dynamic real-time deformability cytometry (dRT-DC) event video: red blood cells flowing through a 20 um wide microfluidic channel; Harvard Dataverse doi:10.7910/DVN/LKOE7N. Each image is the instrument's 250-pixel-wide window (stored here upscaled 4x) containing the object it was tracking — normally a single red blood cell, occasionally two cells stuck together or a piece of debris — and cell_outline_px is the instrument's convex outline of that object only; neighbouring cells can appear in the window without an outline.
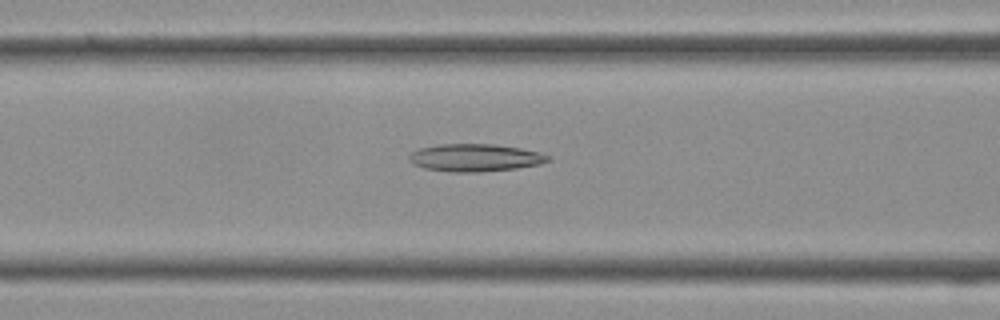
{"species": "Egyptian fruit bat (a non-hibernating species)", "species_latin": "Rousettus aegyptiacus", "temperature_condition": "cold", "stored_images_in_passage": 32, "camera_frame_rate_fps": 3000, "um_per_image_px": 0.085, "frame": {"image": 1, "passage_image": 9, "time_ms": 2.667, "image_size_px": [1000, 320], "cell_outline_px": [[552, 160], [540, 164], [516, 168], [480, 172], [448, 172], [424, 168], [412, 164], [408, 160], [408, 156], [412, 152], [420, 148], [436, 144], [496, 144], [520, 148], [540, 152], [552, 156]], "centroid_in_image_um": [40.39, 13.4], "position_along_channel_um": 126.2, "area_um2": 22.6}}
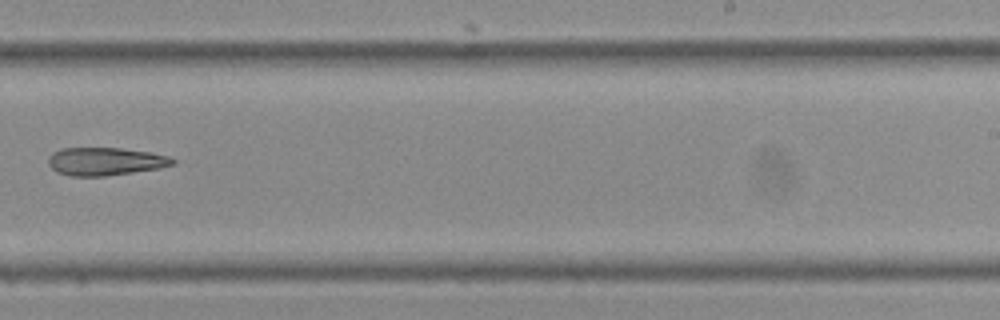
{"frame": {"image": 2, "passage_image": 18, "time_ms": 5.667, "image_size_px": [1000, 320], "cell_outline_px": [[176, 164], [160, 168], [104, 176], [72, 176], [56, 172], [48, 164], [48, 156], [52, 152], [60, 148], [120, 148], [152, 152], [168, 156], [176, 160]], "centroid_in_image_um": [8.95, 13.71], "position_along_channel_um": 280.1, "area_um2": 20.4}}
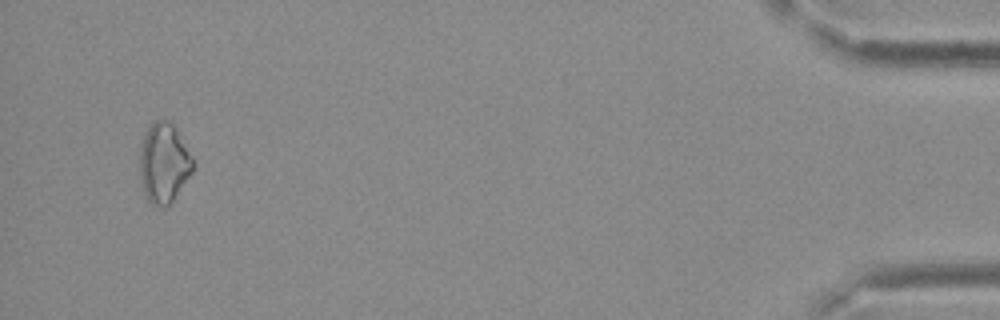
{"frame": {"image": 3, "passage_image": 31, "time_ms": 10.0, "image_size_px": [1000, 320], "cell_outline_px": [[196, 168], [172, 200], [164, 208], [152, 204], [148, 200], [144, 192], [140, 176], [140, 148], [148, 124], [152, 120], [168, 120], [176, 128], [192, 156], [196, 164]], "centroid_in_image_um": [13.94, 13.83], "position_along_channel_um": 421.3, "area_um2": 24.91}}